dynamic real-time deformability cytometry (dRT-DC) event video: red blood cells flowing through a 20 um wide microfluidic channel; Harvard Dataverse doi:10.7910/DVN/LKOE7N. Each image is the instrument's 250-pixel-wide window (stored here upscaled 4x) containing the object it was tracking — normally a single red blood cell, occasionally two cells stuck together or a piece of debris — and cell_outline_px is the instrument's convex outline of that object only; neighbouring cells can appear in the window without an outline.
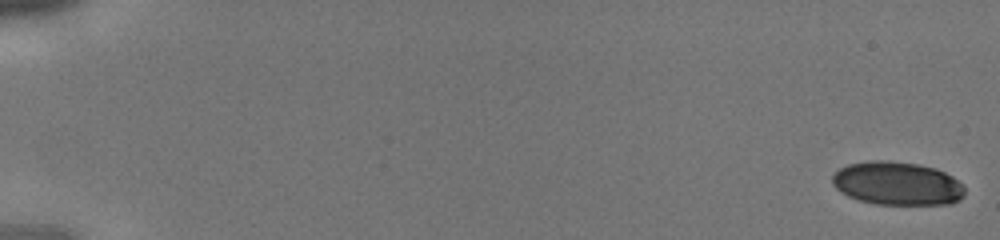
{"species": "human", "species_latin": "Homo sapiens", "temperature_condition": "cold", "stored_images_in_passage": 42, "camera_frame_rate_fps": 3000, "um_per_image_px": 0.085, "donor": {"sex": "male"}, "frame": {"image": 1, "passage_image": 1, "time_ms": 0.0, "image_size_px": [1000, 240], "cell_outline_px": [[964, 196], [960, 200], [952, 204], [876, 204], [860, 200], [848, 196], [840, 192], [832, 184], [832, 176], [840, 168], [848, 164], [872, 160], [888, 160], [916, 164], [936, 168], [952, 176], [964, 188]], "centroid_in_image_um": [76.25, 15.59], "position_along_channel_um": 8.7, "area_um2": 33.47}}
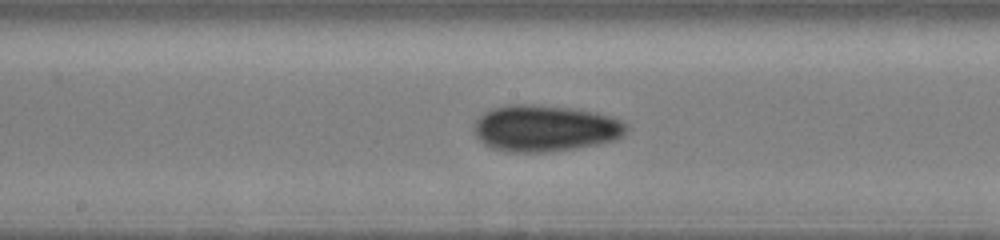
{"frame": {"image": 2, "passage_image": 24, "time_ms": 7.667, "image_size_px": [1000, 240], "cell_outline_px": [[628, 132], [624, 136], [616, 140], [600, 144], [576, 148], [544, 152], [504, 152], [492, 148], [484, 144], [472, 132], [472, 128], [476, 120], [484, 112], [492, 108], [504, 104], [536, 104], [572, 108], [596, 112], [612, 116], [628, 124]], "centroid_in_image_um": [46.34, 10.9], "position_along_channel_um": 201.9, "area_um2": 42.02}}
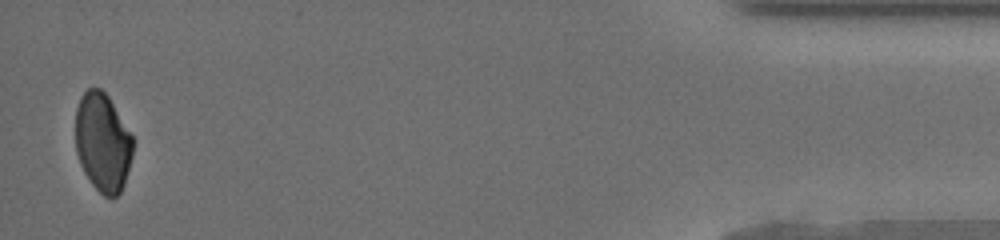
{"frame": {"image": 3, "passage_image": 42, "time_ms": 13.667, "image_size_px": [1000, 240], "cell_outline_px": [[132, 156], [124, 184], [120, 192], [116, 196], [104, 196], [92, 184], [84, 172], [80, 164], [76, 152], [76, 108], [80, 96], [88, 88], [100, 88], [108, 96], [132, 136]], "centroid_in_image_um": [8.71, 12.09], "position_along_channel_um": 426.5, "area_um2": 32.71}}